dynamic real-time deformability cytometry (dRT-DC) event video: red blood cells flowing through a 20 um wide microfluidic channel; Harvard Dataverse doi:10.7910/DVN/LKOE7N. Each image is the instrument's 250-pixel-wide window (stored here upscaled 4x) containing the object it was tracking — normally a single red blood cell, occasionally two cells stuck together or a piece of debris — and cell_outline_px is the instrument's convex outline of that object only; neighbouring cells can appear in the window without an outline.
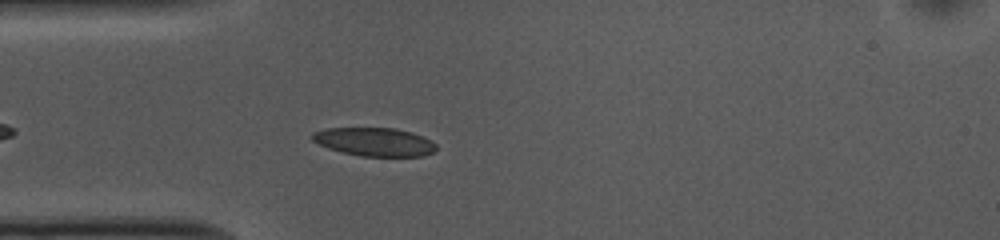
{"species": "common noctule bat (a hibernating species)", "species_latin": "Nyctalus noctula", "temperature_condition": "cold", "stored_images_in_passage": 20, "camera_frame_rate_fps": 3000, "um_per_image_px": 0.085, "animal": {"sex": "female", "body_mass_g": 10.0, "forearm_length_mm": 53.1}, "frame": {"image": 1, "passage_image": 6, "time_ms": 1.667, "image_size_px": [1000, 240], "cell_outline_px": [[436, 148], [432, 152], [424, 156], [360, 156], [328, 148], [312, 140], [312, 132], [328, 128], [396, 128], [412, 132], [436, 144]], "centroid_in_image_um": [31.82, 12.05], "position_along_channel_um": 53.2, "area_um2": 20.29}}
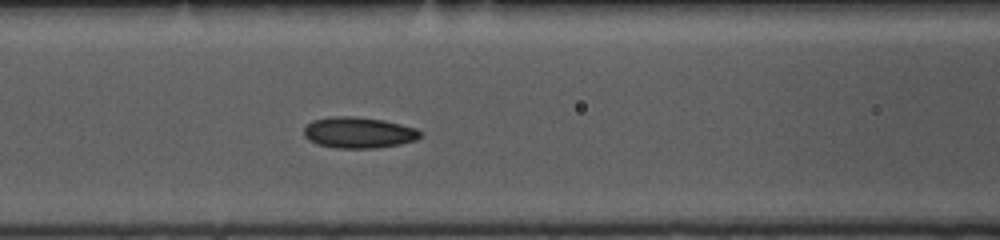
{"frame": {"image": 2, "passage_image": 13, "time_ms": 4.0, "image_size_px": [1000, 240], "cell_outline_px": [[420, 136], [416, 140], [400, 144], [376, 148], [336, 148], [316, 144], [308, 140], [304, 136], [304, 128], [312, 120], [332, 116], [356, 116], [384, 120], [416, 128], [420, 132]], "centroid_in_image_um": [30.45, 11.27], "position_along_channel_um": 136.1, "area_um2": 21.15}}
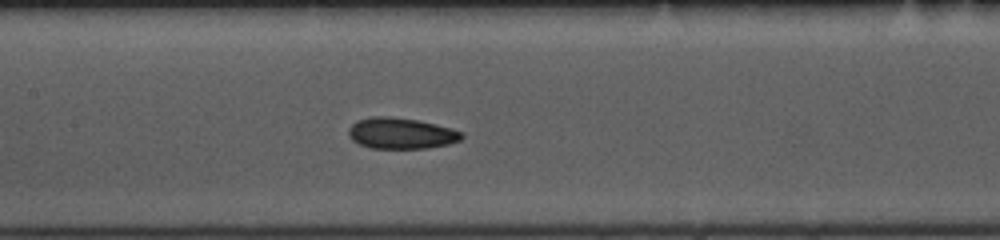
{"frame": {"image": 3, "passage_image": 16, "time_ms": 5.0, "image_size_px": [1000, 240], "cell_outline_px": [[464, 136], [460, 140], [448, 144], [428, 148], [372, 148], [360, 144], [352, 140], [348, 136], [348, 128], [356, 120], [372, 116], [388, 116], [416, 120], [436, 124], [452, 128], [464, 132]], "centroid_in_image_um": [34.09, 11.32], "position_along_channel_um": 173.3, "area_um2": 20.58}}